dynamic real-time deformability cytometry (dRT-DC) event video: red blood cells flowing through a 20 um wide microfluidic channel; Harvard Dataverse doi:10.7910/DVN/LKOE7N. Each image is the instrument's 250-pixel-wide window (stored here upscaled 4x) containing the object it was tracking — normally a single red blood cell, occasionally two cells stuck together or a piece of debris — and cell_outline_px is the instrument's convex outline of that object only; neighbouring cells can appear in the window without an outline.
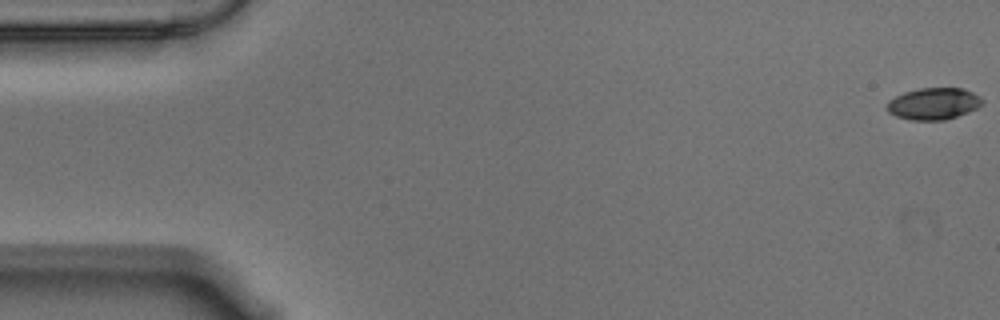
{"species": "Egyptian fruit bat (a non-hibernating species)", "species_latin": "Rousettus aegyptiacus", "temperature_condition": "warm", "stored_images_in_passage": 18, "camera_frame_rate_fps": 3000, "um_per_image_px": 0.085, "animal": {"sex": "male"}, "frame": {"image": 1, "passage_image": 1, "time_ms": 0.0, "image_size_px": [1000, 320], "cell_outline_px": [[984, 100], [976, 108], [968, 112], [944, 120], [912, 120], [896, 116], [888, 112], [884, 108], [888, 100], [904, 92], [920, 88], [964, 88], [980, 96]], "centroid_in_image_um": [79.32, 8.81], "position_along_channel_um": 5.7, "area_um2": 17.69}}
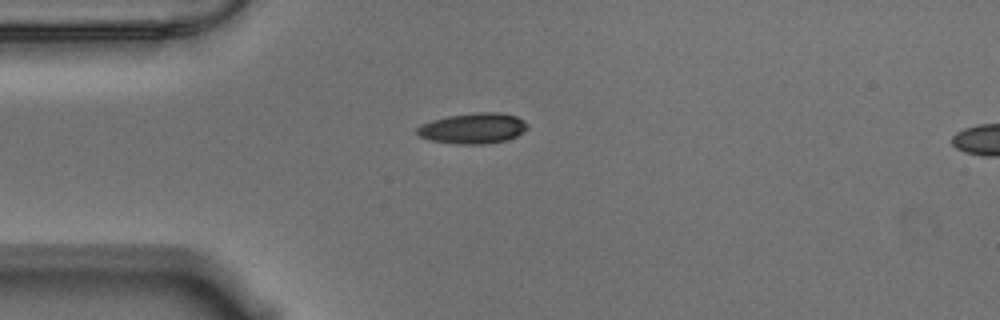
{"frame": {"image": 2, "passage_image": 15, "time_ms": 4.667, "image_size_px": [1000, 320], "cell_outline_px": [[528, 128], [524, 132], [508, 140], [484, 144], [456, 144], [432, 140], [420, 136], [416, 132], [416, 128], [420, 124], [432, 120], [448, 116], [476, 112], [496, 112], [516, 116], [524, 120], [528, 124]], "centroid_in_image_um": [40.23, 10.9], "position_along_channel_um": 44.8, "area_um2": 19.77}}